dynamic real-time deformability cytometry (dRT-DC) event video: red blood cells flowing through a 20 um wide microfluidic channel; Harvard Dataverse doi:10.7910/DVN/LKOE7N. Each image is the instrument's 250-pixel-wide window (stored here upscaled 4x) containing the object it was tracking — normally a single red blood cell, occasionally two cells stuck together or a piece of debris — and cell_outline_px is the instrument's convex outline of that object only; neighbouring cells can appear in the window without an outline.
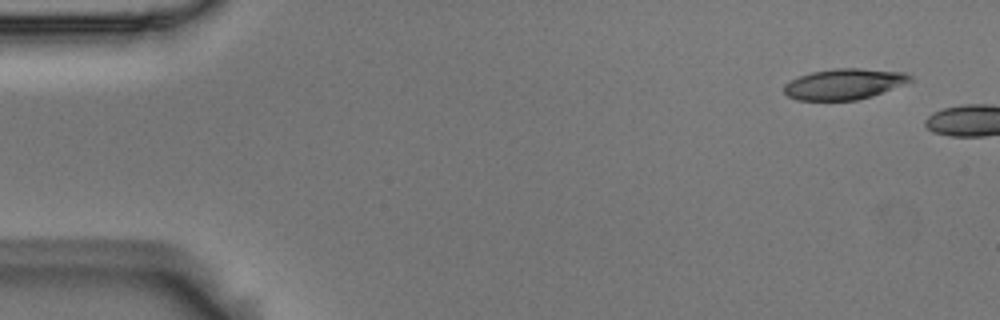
{"species": "Egyptian fruit bat (a non-hibernating species)", "species_latin": "Rousettus aegyptiacus", "temperature_condition": "room temperature", "stored_images_in_passage": 11, "camera_frame_rate_fps": 3000, "um_per_image_px": 0.085, "animal": {"sex": "male"}, "frame": {"image": 1, "passage_image": 1, "time_ms": 0.0, "image_size_px": [1000, 320], "cell_outline_px": [[916, 80], [872, 96], [856, 100], [796, 100], [788, 96], [784, 92], [784, 84], [800, 76], [812, 72], [836, 68], [860, 68], [908, 72]], "centroid_in_image_um": [71.82, 7.14], "position_along_channel_um": 13.2, "area_um2": 22.77}}
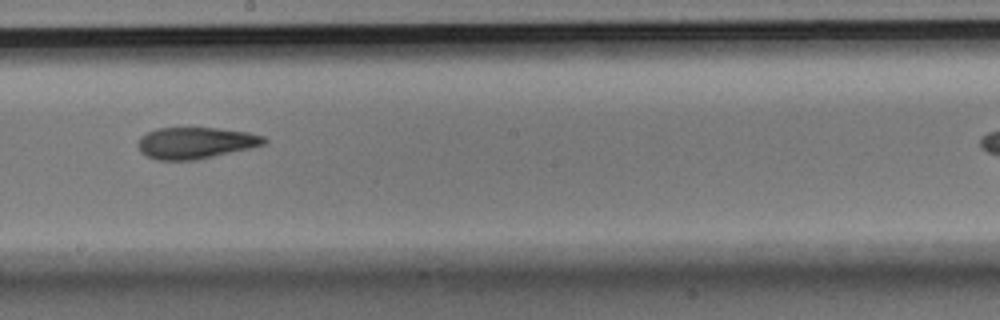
{"frame": {"image": 2, "passage_image": 8, "time_ms": 2.333, "image_size_px": [1000, 320], "cell_outline_px": [[268, 140], [264, 144], [248, 148], [196, 160], [156, 160], [140, 152], [136, 144], [140, 136], [156, 128], [216, 128], [248, 132], [264, 136]], "centroid_in_image_um": [16.57, 12.14], "position_along_channel_um": 231.6, "area_um2": 23.06}}
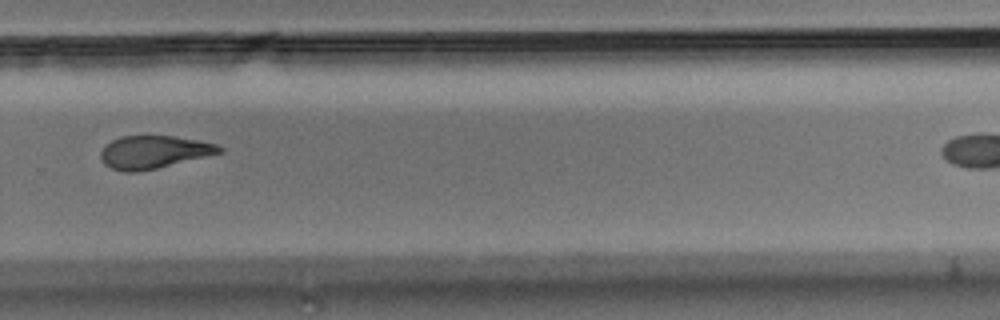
{"frame": {"image": 3, "passage_image": 10, "time_ms": 3.0, "image_size_px": [1000, 320], "cell_outline_px": [[224, 152], [156, 168], [136, 172], [124, 172], [112, 168], [104, 164], [100, 156], [100, 152], [112, 140], [120, 136], [172, 136], [196, 140], [216, 144], [224, 148]], "centroid_in_image_um": [13.07, 12.92], "position_along_channel_um": 316.7, "area_um2": 22.43}}